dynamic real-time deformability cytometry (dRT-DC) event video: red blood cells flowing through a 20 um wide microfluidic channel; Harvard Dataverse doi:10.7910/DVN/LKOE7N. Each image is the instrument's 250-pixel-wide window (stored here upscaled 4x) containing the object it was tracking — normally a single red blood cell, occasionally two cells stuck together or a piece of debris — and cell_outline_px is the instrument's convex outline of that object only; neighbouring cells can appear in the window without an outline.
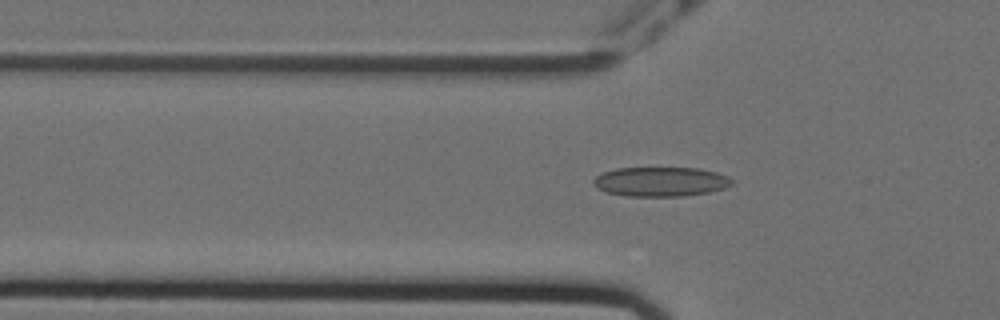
{"species": "Egyptian fruit bat (a non-hibernating species)", "species_latin": "Rousettus aegyptiacus", "temperature_condition": "cold", "stored_images_in_passage": 51, "camera_frame_rate_fps": 3000, "um_per_image_px": 0.085, "animal": {"sex": "female"}, "frame": {"image": 1, "passage_image": 17, "time_ms": 5.333, "image_size_px": [1000, 320], "cell_outline_px": [[732, 184], [724, 188], [708, 192], [684, 196], [624, 196], [608, 192], [592, 184], [592, 180], [596, 176], [604, 172], [616, 168], [700, 168], [716, 172], [728, 176], [732, 180]], "centroid_in_image_um": [56.16, 15.44], "position_along_channel_um": 69.6, "area_um2": 23.7}}
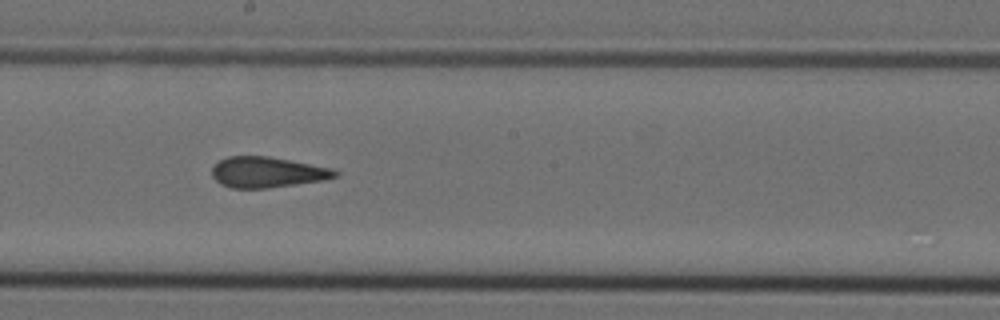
{"frame": {"image": 2, "passage_image": 30, "time_ms": 9.667, "image_size_px": [1000, 320], "cell_outline_px": [[340, 172], [336, 176], [324, 180], [268, 188], [232, 188], [220, 184], [212, 176], [212, 168], [220, 160], [228, 156], [268, 156], [332, 168]], "centroid_in_image_um": [22.71, 14.64], "position_along_channel_um": 225.5, "area_um2": 21.91}}
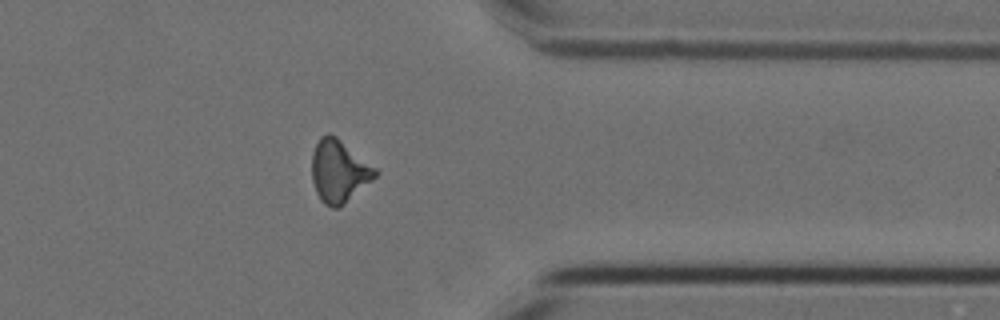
{"frame": {"image": 3, "passage_image": 44, "time_ms": 14.333, "image_size_px": [1000, 320], "cell_outline_px": [[380, 172], [372, 180], [340, 208], [332, 208], [324, 204], [320, 200], [316, 192], [312, 180], [312, 152], [320, 136], [328, 132], [336, 136], [376, 168]], "centroid_in_image_um": [28.8, 14.56], "position_along_channel_um": 382.6, "area_um2": 23.18}, "authors_computed_cell_mechanics": {"area_um2": 22.5998, "velocity_mm_per_s": 3.5769, "shape_relaxation_time_tau1_ms": null, "shape_relaxation_time_tau2_ms": 2.1851, "deformation_change_tau1": null, "deformation_change_tau2": 0.0844}}